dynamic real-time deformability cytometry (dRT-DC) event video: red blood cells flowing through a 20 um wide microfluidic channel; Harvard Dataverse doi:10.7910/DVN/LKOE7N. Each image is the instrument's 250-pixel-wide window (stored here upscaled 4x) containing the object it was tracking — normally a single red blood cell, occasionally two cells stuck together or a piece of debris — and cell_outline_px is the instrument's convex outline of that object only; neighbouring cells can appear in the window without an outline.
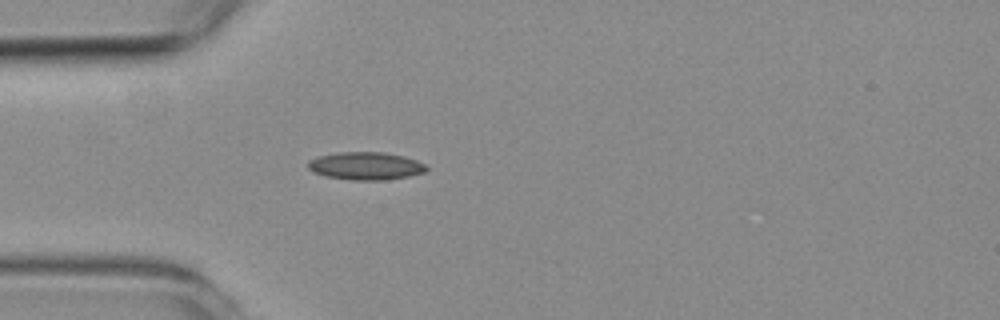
{"species": "common noctule bat (a hibernating species)", "species_latin": "Nyctalus noctula", "temperature_condition": "room temperature", "stored_images_in_passage": 1, "camera_frame_rate_fps": 3000, "um_per_image_px": 0.085, "animal": {"sex": "female", "body_mass_g": 19.3, "forearm_length_mm": 54.1}, "frame": {"image": 1, "passage_image": 1, "time_ms": 0.0, "image_size_px": [1000, 320], "cell_outline_px": [[428, 168], [424, 172], [408, 176], [384, 180], [352, 180], [324, 176], [312, 172], [308, 168], [308, 160], [320, 156], [340, 152], [384, 152], [404, 156], [416, 160], [424, 164]], "centroid_in_image_um": [31.06, 14.1], "position_along_channel_um": 53.9, "area_um2": 19.13}}